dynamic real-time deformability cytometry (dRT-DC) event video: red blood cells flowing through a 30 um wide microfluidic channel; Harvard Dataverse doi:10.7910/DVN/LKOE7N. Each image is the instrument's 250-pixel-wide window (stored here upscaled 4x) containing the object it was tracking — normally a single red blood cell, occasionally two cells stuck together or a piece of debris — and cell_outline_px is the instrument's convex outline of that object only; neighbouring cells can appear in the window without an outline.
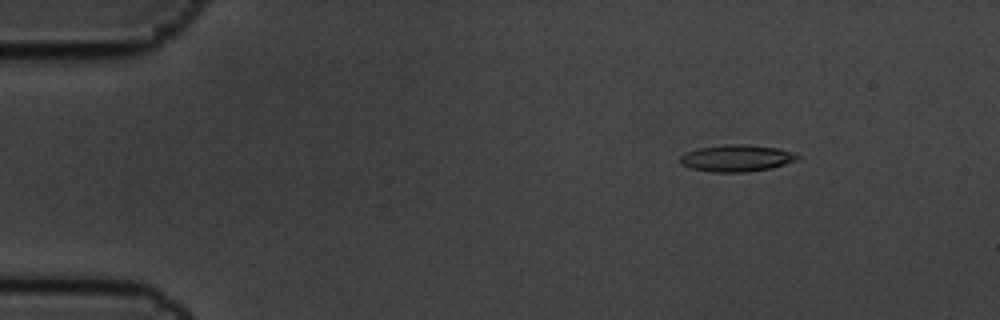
{"species": "common noctule bat (a hibernating species)", "species_latin": "Nyctalus noctula", "temperature_condition": "cold", "stored_images_in_passage": 5, "camera_frame_rate_fps": 3000, "um_per_image_px": 0.085, "animal": {"sex": "male", "body_mass_g": 19.5, "forearm_length_mm": 54.6}, "frame": {"image": 1, "passage_image": 2, "time_ms": 0.333, "image_size_px": [1000, 320], "cell_outline_px": [[800, 156], [796, 160], [772, 168], [748, 172], [712, 172], [692, 168], [680, 164], [680, 156], [684, 152], [700, 148], [724, 144], [748, 144], [780, 148], [792, 152]], "centroid_in_image_um": [62.61, 13.44], "position_along_channel_um": 22.4, "area_um2": 18.44}}
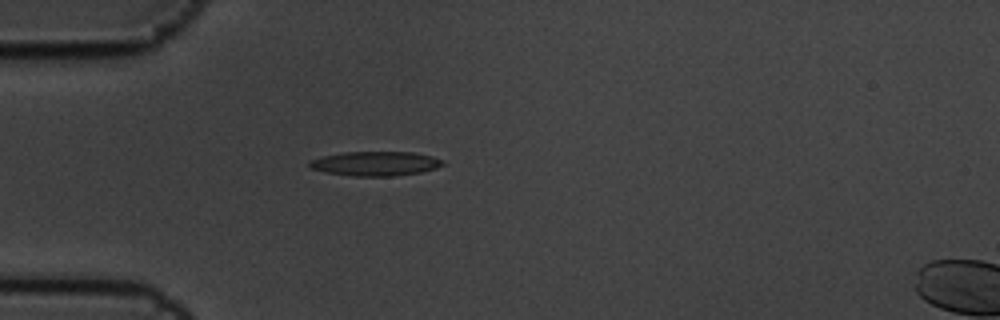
{"frame": {"image": 2, "passage_image": 4, "time_ms": 1.0, "image_size_px": [1000, 320], "cell_outline_px": [[444, 164], [436, 168], [420, 172], [392, 176], [352, 176], [324, 172], [308, 168], [308, 164], [312, 160], [324, 156], [344, 152], [412, 152], [432, 156], [444, 160]], "centroid_in_image_um": [31.9, 13.91], "position_along_channel_um": 53.1, "area_um2": 18.9}}